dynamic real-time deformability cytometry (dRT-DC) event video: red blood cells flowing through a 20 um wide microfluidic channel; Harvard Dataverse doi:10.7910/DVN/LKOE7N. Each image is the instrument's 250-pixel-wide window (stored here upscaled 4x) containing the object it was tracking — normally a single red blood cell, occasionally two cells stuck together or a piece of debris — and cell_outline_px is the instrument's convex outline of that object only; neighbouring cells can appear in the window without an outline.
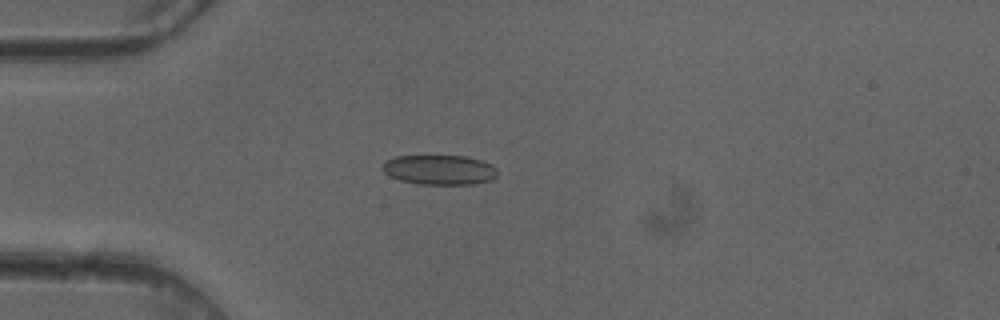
{"species": "common noctule bat (a hibernating species)", "species_latin": "Nyctalus noctula", "temperature_condition": "cold", "stored_images_in_passage": 5, "camera_frame_rate_fps": 3000, "um_per_image_px": 0.085, "animal": {"sex": "female"}, "frame": {"image": 1, "passage_image": 4, "time_ms": 1.0, "image_size_px": [1000, 320], "cell_outline_px": [[496, 176], [492, 180], [472, 184], [420, 184], [400, 180], [384, 172], [380, 168], [388, 160], [396, 156], [464, 156], [480, 160], [492, 164], [496, 168]], "centroid_in_image_um": [37.37, 14.43], "position_along_channel_um": 47.6, "area_um2": 19.77}}